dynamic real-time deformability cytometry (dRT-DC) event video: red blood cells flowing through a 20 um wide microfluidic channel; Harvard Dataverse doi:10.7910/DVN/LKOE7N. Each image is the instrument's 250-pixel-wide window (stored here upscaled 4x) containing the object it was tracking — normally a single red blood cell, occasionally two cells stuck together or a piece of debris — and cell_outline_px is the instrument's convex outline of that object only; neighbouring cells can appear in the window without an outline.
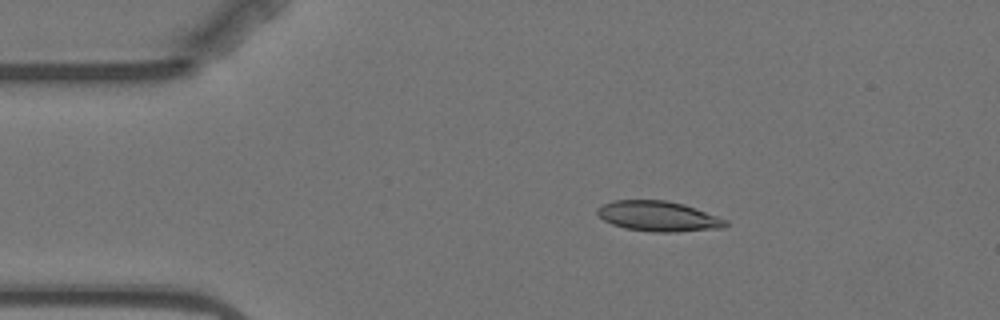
{"species": "Egyptian fruit bat (a non-hibernating species)", "species_latin": "Rousettus aegyptiacus", "temperature_condition": "warm", "stored_images_in_passage": 8, "camera_frame_rate_fps": 3000, "um_per_image_px": 0.085, "animal": {"sex": "female"}, "frame": {"image": 1, "passage_image": 2, "time_ms": 1.0, "image_size_px": [1000, 320], "cell_outline_px": [[728, 224], [724, 228], [676, 232], [652, 232], [624, 228], [612, 224], [604, 220], [596, 212], [596, 208], [612, 200], [664, 200], [684, 204], [696, 208], [728, 220]], "centroid_in_image_um": [55.97, 18.38], "position_along_channel_um": 29.0, "area_um2": 22.72}}
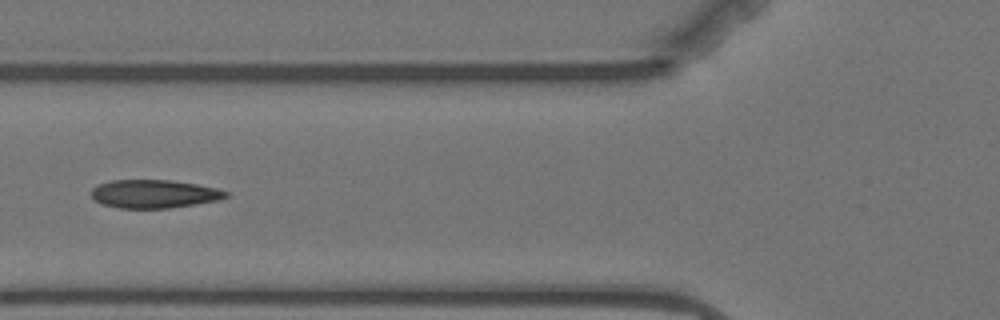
{"frame": {"image": 2, "passage_image": 5, "time_ms": 4.667, "image_size_px": [1000, 320], "cell_outline_px": [[228, 196], [220, 200], [168, 208], [120, 208], [100, 204], [92, 196], [92, 188], [96, 184], [112, 180], [172, 180], [196, 184], [216, 188], [228, 192]], "centroid_in_image_um": [13.08, 16.47], "position_along_channel_um": 112.7, "area_um2": 22.2}}
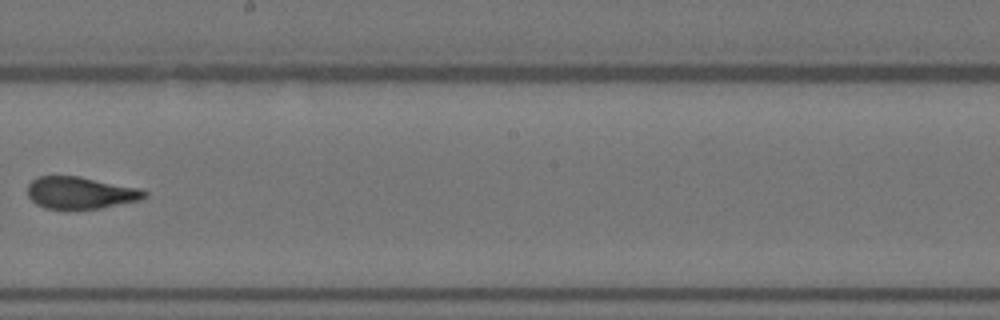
{"frame": {"image": 3, "passage_image": 8, "time_ms": 8.333, "image_size_px": [1000, 320], "cell_outline_px": [[148, 196], [140, 200], [100, 208], [44, 208], [36, 204], [28, 196], [28, 184], [36, 176], [80, 176], [140, 188], [148, 192]], "centroid_in_image_um": [6.85, 16.37], "position_along_channel_um": 241.3, "area_um2": 21.79}}